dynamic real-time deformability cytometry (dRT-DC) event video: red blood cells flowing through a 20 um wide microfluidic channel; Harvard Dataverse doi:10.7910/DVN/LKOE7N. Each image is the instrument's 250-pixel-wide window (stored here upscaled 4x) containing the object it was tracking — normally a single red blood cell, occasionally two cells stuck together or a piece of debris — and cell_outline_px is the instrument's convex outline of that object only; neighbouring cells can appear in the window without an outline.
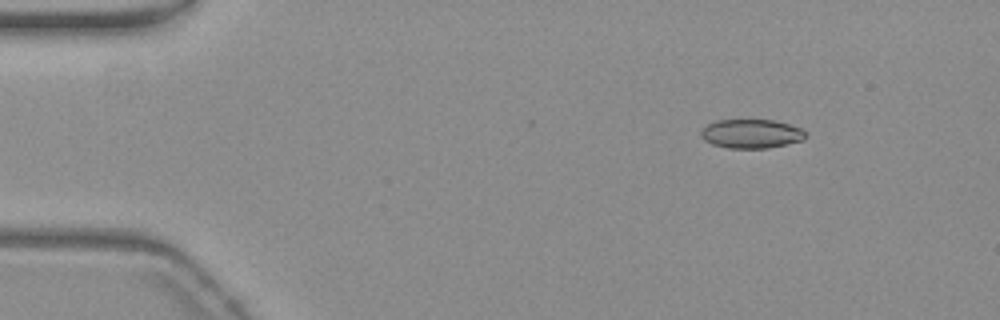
{"species": "common noctule bat (a hibernating species)", "species_latin": "Nyctalus noctula", "temperature_condition": "warm", "stored_images_in_passage": 50, "camera_frame_rate_fps": 3000, "um_per_image_px": 0.085, "animal": {"sex": "female", "body_mass_g": 19.3, "forearm_length_mm": 54.1}, "frame": {"image": 1, "passage_image": 1, "time_ms": 0.0, "image_size_px": [1000, 320], "cell_outline_px": [[808, 136], [804, 140], [768, 148], [728, 148], [712, 144], [704, 140], [700, 136], [700, 132], [708, 124], [716, 120], [772, 120], [788, 124], [800, 128], [808, 132]], "centroid_in_image_um": [63.88, 11.37], "position_along_channel_um": 21.1, "area_um2": 17.74}}
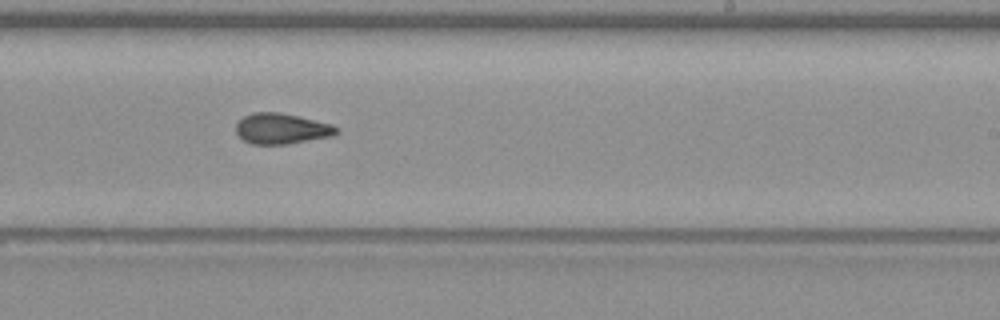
{"frame": {"image": 2, "passage_image": 28, "time_ms": 9.0, "image_size_px": [1000, 320], "cell_outline_px": [[340, 132], [332, 136], [288, 144], [252, 144], [244, 140], [236, 132], [236, 124], [244, 116], [252, 112], [280, 112], [332, 124], [340, 128]], "centroid_in_image_um": [23.96, 10.93], "position_along_channel_um": 265.0, "area_um2": 17.98}}
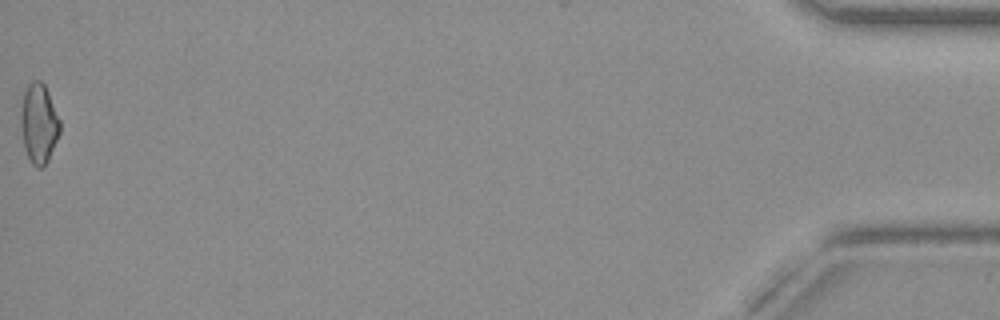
{"frame": {"image": 3, "passage_image": 50, "time_ms": 16.333, "image_size_px": [1000, 320], "cell_outline_px": [[60, 132], [48, 160], [44, 168], [40, 168], [32, 164], [24, 148], [20, 120], [20, 116], [24, 92], [28, 84], [32, 80], [40, 80], [44, 84], [48, 92], [60, 120]], "centroid_in_image_um": [3.3, 10.5], "position_along_channel_um": 431.9, "area_um2": 18.09}, "authors_computed_cell_mechanics": {"area_um2": 17.8891, "velocity_mm_per_s": 3.6892, "shape_relaxation_time_tau1_ms": null, "shape_relaxation_time_tau2_ms": 2.147, "deformation_change_tau1": null, "deformation_change_tau2": 0.0778}}